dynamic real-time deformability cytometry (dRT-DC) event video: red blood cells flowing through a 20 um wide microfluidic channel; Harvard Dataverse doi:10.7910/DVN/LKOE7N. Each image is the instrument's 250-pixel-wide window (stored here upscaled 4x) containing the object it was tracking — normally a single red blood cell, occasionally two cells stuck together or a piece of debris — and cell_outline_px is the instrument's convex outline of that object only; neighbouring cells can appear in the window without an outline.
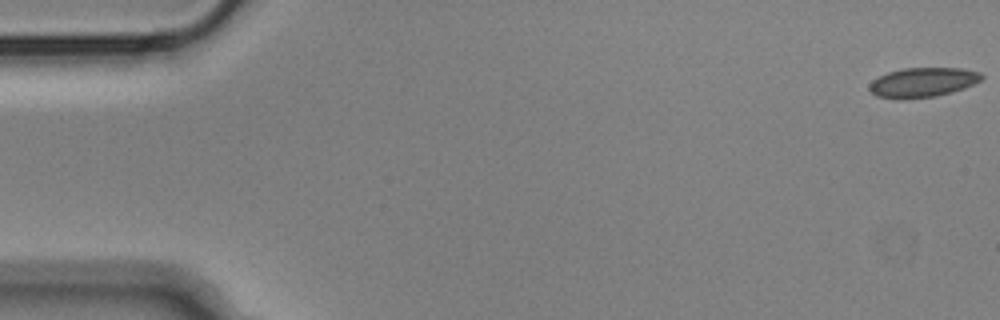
{"species": "Egyptian fruit bat (a non-hibernating species)", "species_latin": "Rousettus aegyptiacus", "temperature_condition": "cold", "stored_images_in_passage": 48, "camera_frame_rate_fps": 3000, "um_per_image_px": 0.085, "animal": {"sex": "male"}, "frame": {"image": 1, "passage_image": 1, "time_ms": 0.0, "image_size_px": [1000, 320], "cell_outline_px": [[984, 76], [980, 80], [964, 88], [952, 92], [936, 96], [900, 100], [876, 96], [868, 88], [868, 84], [872, 80], [888, 72], [904, 68], [964, 68], [980, 72]], "centroid_in_image_um": [78.41, 7.01], "position_along_channel_um": 6.6, "area_um2": 19.48}}
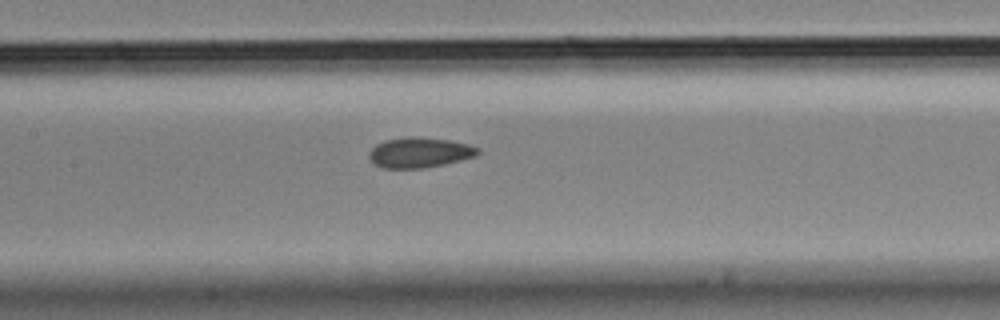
{"frame": {"image": 2, "passage_image": 26, "time_ms": 8.333, "image_size_px": [1000, 320], "cell_outline_px": [[480, 152], [476, 156], [444, 164], [424, 168], [380, 168], [372, 164], [368, 156], [368, 152], [376, 144], [384, 140], [412, 136], [448, 140], [468, 144], [480, 148]], "centroid_in_image_um": [35.62, 12.97], "position_along_channel_um": 171.8, "area_um2": 19.31}}
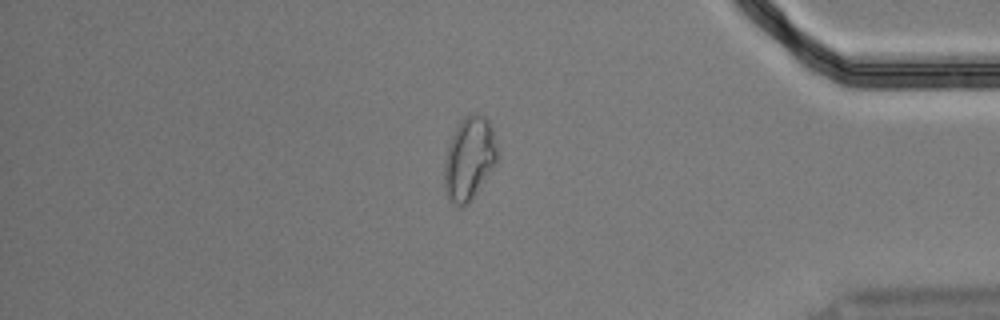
{"frame": {"image": 3, "passage_image": 47, "time_ms": 15.333, "image_size_px": [1000, 320], "cell_outline_px": [[500, 156], [472, 196], [460, 208], [456, 208], [448, 200], [444, 192], [444, 164], [448, 144], [460, 120], [464, 116], [472, 112], [476, 112], [484, 116], [488, 120], [492, 128]], "centroid_in_image_um": [39.86, 13.44], "position_along_channel_um": 395.3, "area_um2": 25.66}}